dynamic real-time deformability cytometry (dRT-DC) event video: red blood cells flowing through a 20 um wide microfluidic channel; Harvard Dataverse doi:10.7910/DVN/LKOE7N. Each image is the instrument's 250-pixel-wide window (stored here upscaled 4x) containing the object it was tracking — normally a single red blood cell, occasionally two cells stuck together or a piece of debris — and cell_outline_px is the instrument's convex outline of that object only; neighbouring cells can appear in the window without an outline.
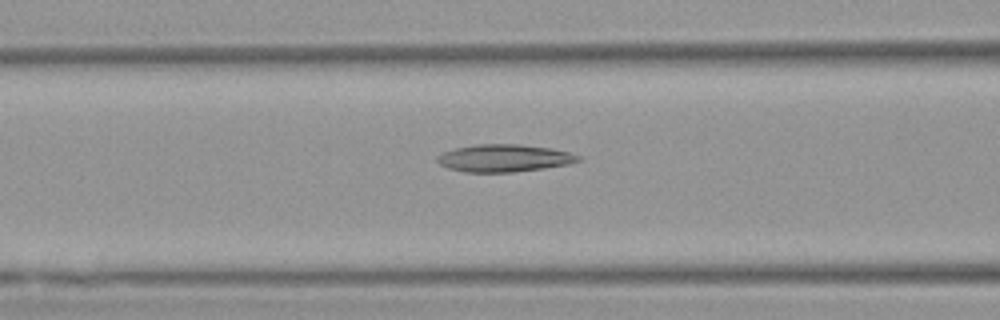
{"species": "Egyptian fruit bat (a non-hibernating species)", "species_latin": "Rousettus aegyptiacus", "temperature_condition": "warm", "stored_images_in_passage": 33, "camera_frame_rate_fps": 3000, "um_per_image_px": 0.085, "animal": {"sex": "female"}, "frame": {"image": 1, "passage_image": 5, "time_ms": 1.333, "image_size_px": [1000, 320], "cell_outline_px": [[580, 160], [568, 164], [544, 168], [512, 172], [464, 172], [448, 168], [440, 164], [436, 160], [436, 156], [444, 152], [456, 148], [476, 144], [520, 144], [552, 148], [568, 152], [580, 156]], "centroid_in_image_um": [42.83, 13.44], "position_along_channel_um": 123.8, "area_um2": 22.48}}
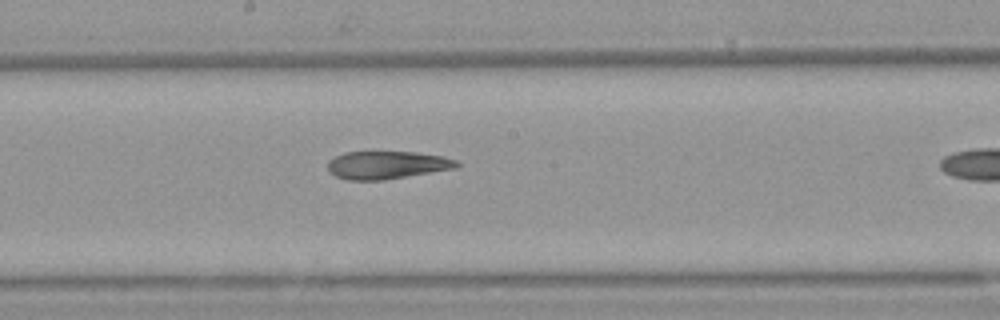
{"frame": {"image": 2, "passage_image": 12, "time_ms": 3.667, "image_size_px": [1000, 320], "cell_outline_px": [[460, 164], [456, 168], [384, 180], [348, 180], [336, 176], [328, 172], [328, 160], [344, 152], [416, 152], [444, 156], [456, 160]], "centroid_in_image_um": [32.88, 14.02], "position_along_channel_um": 215.3, "area_um2": 20.98}}
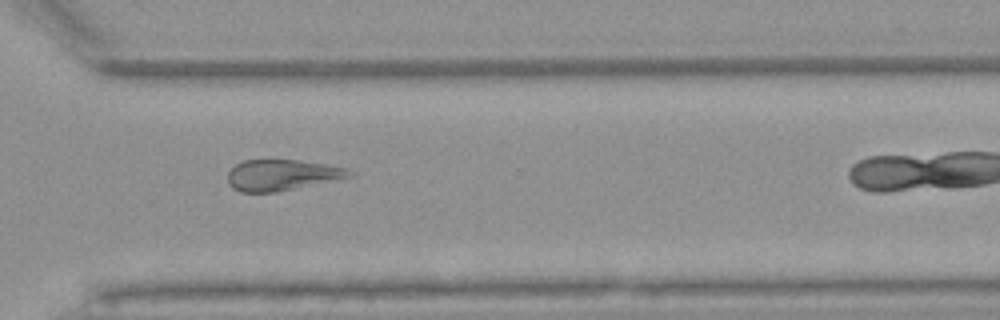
{"frame": {"image": 3, "passage_image": 22, "time_ms": 7.0, "image_size_px": [1000, 320], "cell_outline_px": [[352, 176], [276, 192], [240, 192], [232, 188], [228, 184], [228, 172], [236, 164], [244, 160], [300, 160], [348, 168]], "centroid_in_image_um": [23.9, 14.87], "position_along_channel_um": 346.7, "area_um2": 21.68}, "authors_computed_cell_mechanics": {"area_um2": 21.675, "velocity_mm_per_s": 3.9367, "shape_relaxation_time_tau1_ms": 6.1928, "shape_relaxation_time_tau2_ms": 5.5593, "deformation_change_tau1": 0.1757, "deformation_change_tau2": 0.1792}}